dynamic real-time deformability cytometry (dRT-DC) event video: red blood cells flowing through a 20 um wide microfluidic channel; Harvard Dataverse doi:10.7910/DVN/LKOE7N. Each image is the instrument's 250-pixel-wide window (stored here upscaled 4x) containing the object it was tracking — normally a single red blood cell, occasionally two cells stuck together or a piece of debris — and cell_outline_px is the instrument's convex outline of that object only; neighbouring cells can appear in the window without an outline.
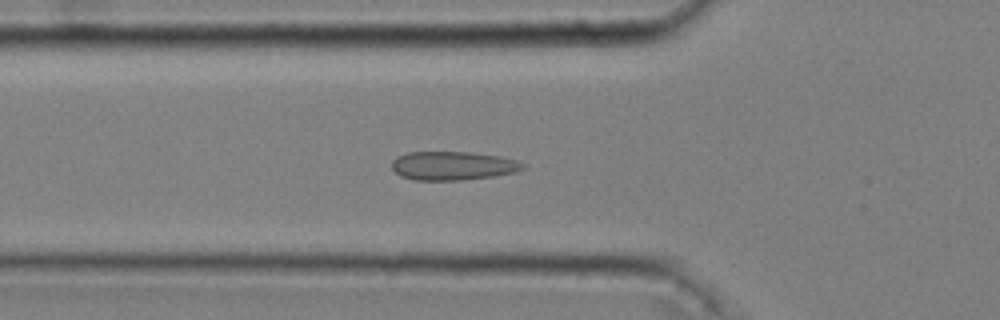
{"species": "common noctule bat (a hibernating species)", "species_latin": "Nyctalus noctula", "temperature_condition": "cold", "stored_images_in_passage": 52, "camera_frame_rate_fps": 3000, "um_per_image_px": 0.085, "animal": {"sex": "male", "body_mass_g": 20.4}, "frame": {"image": 1, "passage_image": 18, "time_ms": 5.667, "image_size_px": [1000, 320], "cell_outline_px": [[524, 168], [516, 172], [492, 176], [460, 180], [416, 180], [400, 176], [392, 168], [392, 160], [396, 156], [408, 152], [468, 152], [500, 156], [516, 160], [524, 164]], "centroid_in_image_um": [38.47, 14.08], "position_along_channel_um": 87.3, "area_um2": 21.85}}
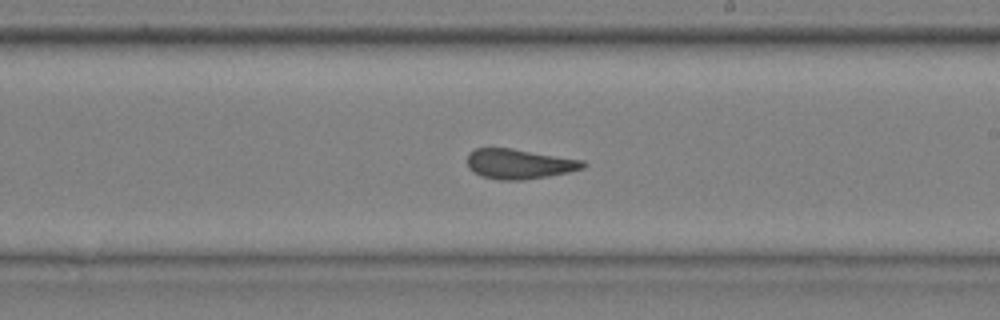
{"frame": {"image": 2, "passage_image": 31, "time_ms": 10.0, "image_size_px": [1000, 320], "cell_outline_px": [[588, 164], [584, 168], [568, 172], [548, 176], [524, 180], [500, 180], [484, 176], [468, 168], [468, 152], [476, 148], [512, 148], [584, 160]], "centroid_in_image_um": [44.17, 13.92], "position_along_channel_um": 244.8, "area_um2": 20.17}}
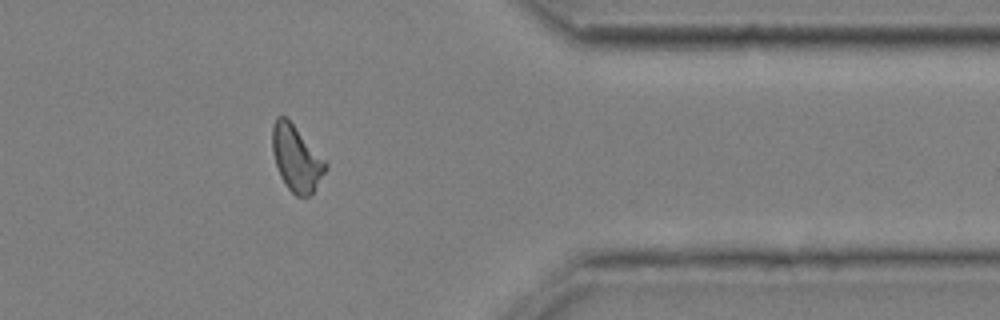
{"frame": {"image": 3, "passage_image": 44, "time_ms": 14.333, "image_size_px": [1000, 320], "cell_outline_px": [[328, 168], [312, 192], [308, 196], [296, 196], [288, 188], [280, 176], [272, 152], [272, 124], [276, 116], [284, 116], [292, 124], [328, 164]], "centroid_in_image_um": [25.16, 13.47], "position_along_channel_um": 386.2, "area_um2": 19.94}, "authors_computed_cell_mechanics": {"area_um2": 21.0392, "velocity_mm_per_s": 3.6362, "shape_relaxation_time_tau1_ms": null, "shape_relaxation_time_tau2_ms": 1.2964, "deformation_change_tau1": null, "deformation_change_tau2": 0.0816}}